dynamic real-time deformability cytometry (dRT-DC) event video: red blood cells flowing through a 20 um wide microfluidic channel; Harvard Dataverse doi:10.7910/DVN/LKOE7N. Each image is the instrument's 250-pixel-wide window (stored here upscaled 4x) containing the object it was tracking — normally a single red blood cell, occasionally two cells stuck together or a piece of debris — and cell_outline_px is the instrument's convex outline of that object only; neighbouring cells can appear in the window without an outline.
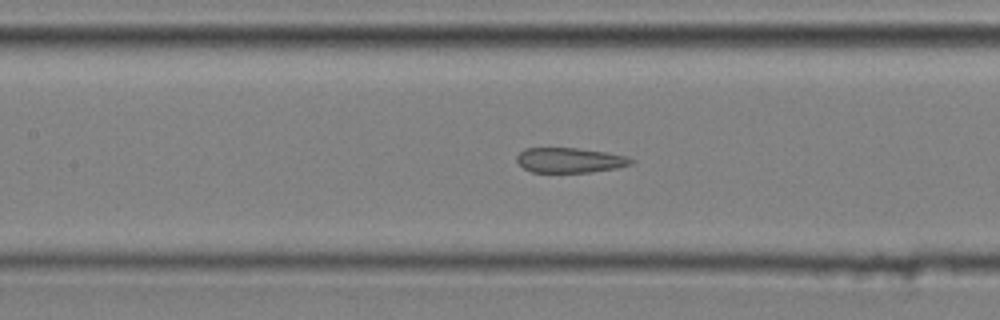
{"species": "common noctule bat (a hibernating species)", "species_latin": "Nyctalus noctula", "temperature_condition": "cold", "stored_images_in_passage": 52, "segment_of_instrument_passage": [2, 2], "camera_frame_rate_fps": 3000, "um_per_image_px": 0.085, "animal": {"sex": "male", "body_mass_g": 20.4}, "frame": {"image": 1, "passage_image": 24, "time_ms": 7.667, "image_size_px": [1000, 320], "cell_outline_px": [[636, 160], [632, 164], [616, 168], [592, 172], [532, 172], [524, 168], [516, 160], [516, 156], [524, 148], [576, 148], [604, 152], [628, 156]], "centroid_in_image_um": [48.45, 13.62], "position_along_channel_um": 158.9, "area_um2": 16.65}}
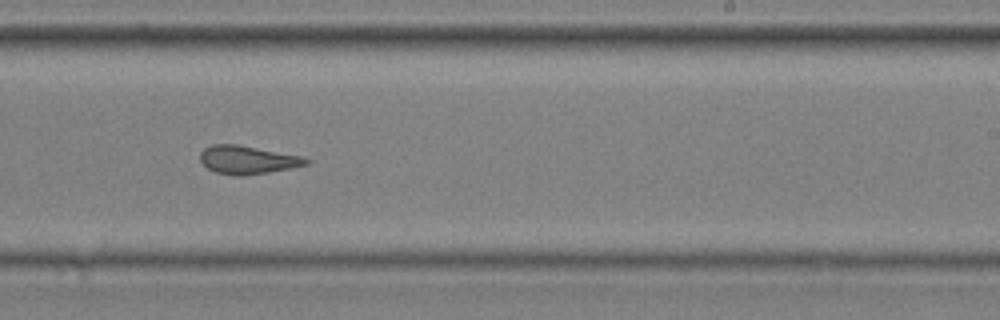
{"frame": {"image": 2, "passage_image": 33, "time_ms": 10.667, "image_size_px": [1000, 320], "cell_outline_px": [[312, 160], [308, 164], [268, 172], [240, 176], [236, 176], [216, 172], [208, 168], [200, 160], [200, 152], [204, 148], [212, 144], [236, 144], [304, 156]], "centroid_in_image_um": [21.05, 13.57], "position_along_channel_um": 267.9, "area_um2": 17.4}}
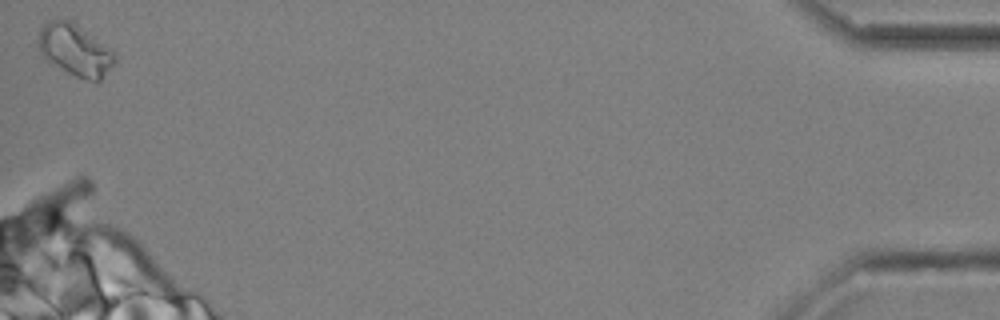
{"frame": {"image": 3, "passage_image": 52, "time_ms": 17.0, "image_size_px": [1000, 320], "cell_outline_px": [[116, 60], [104, 76], [100, 80], [88, 80], [76, 76], [44, 60], [40, 52], [36, 40], [40, 28], [48, 20], [68, 20], [116, 52]], "centroid_in_image_um": [6.33, 4.26], "position_along_channel_um": 428.9, "area_um2": 22.77}}